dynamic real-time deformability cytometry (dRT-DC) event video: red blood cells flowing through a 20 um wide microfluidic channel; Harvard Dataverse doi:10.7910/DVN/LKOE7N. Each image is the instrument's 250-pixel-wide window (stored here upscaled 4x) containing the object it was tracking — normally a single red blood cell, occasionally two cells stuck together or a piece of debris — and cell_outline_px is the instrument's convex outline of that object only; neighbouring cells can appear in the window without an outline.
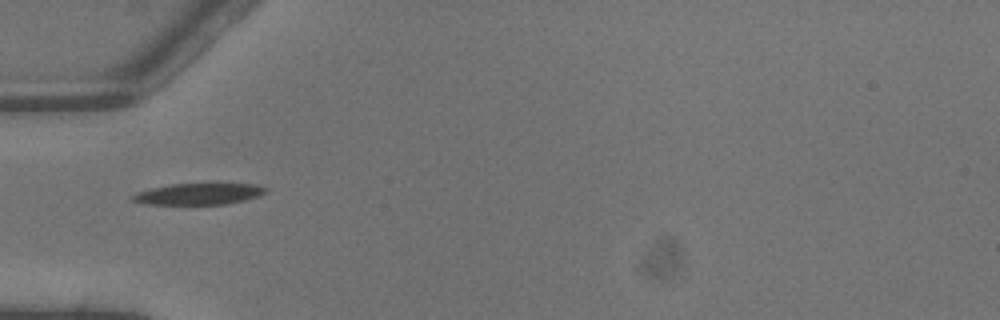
{"species": "common noctule bat (a hibernating species)", "species_latin": "Nyctalus noctula", "temperature_condition": "warm", "stored_images_in_passage": 4, "camera_frame_rate_fps": 3000, "um_per_image_px": 0.085, "animal": {"sex": "male", "body_mass_g": 13.3}, "frame": {"image": 1, "passage_image": 4, "time_ms": 1.0, "image_size_px": [1000, 320], "cell_outline_px": [[268, 192], [260, 196], [228, 204], [144, 204], [132, 200], [132, 196], [136, 192], [152, 188], [172, 184], [256, 184], [268, 188]], "centroid_in_image_um": [16.94, 16.49], "position_along_channel_um": 68.1, "area_um2": 16.53}}